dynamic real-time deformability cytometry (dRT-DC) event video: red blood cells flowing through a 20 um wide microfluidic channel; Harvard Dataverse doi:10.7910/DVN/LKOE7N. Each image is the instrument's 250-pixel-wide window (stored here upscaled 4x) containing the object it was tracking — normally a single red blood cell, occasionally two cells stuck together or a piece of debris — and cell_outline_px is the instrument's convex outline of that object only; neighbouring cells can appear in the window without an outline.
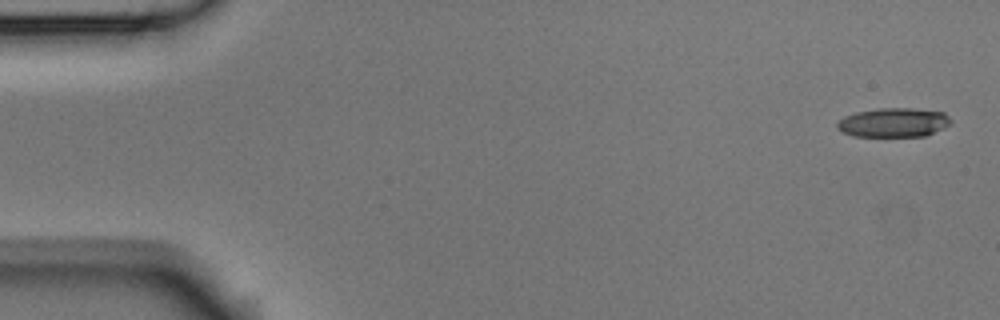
{"species": "Egyptian fruit bat (a non-hibernating species)", "species_latin": "Rousettus aegyptiacus", "temperature_condition": "room temperature", "stored_images_in_passage": 6, "camera_frame_rate_fps": 3000, "um_per_image_px": 0.085, "animal": {"sex": "male"}, "frame": {"image": 1, "passage_image": 1, "time_ms": 0.0, "image_size_px": [1000, 320], "cell_outline_px": [[952, 124], [944, 128], [924, 136], [852, 136], [836, 128], [836, 124], [844, 116], [856, 112], [876, 108], [912, 108], [944, 112], [952, 120]], "centroid_in_image_um": [75.97, 10.41], "position_along_channel_um": 9.0, "area_um2": 19.42}}